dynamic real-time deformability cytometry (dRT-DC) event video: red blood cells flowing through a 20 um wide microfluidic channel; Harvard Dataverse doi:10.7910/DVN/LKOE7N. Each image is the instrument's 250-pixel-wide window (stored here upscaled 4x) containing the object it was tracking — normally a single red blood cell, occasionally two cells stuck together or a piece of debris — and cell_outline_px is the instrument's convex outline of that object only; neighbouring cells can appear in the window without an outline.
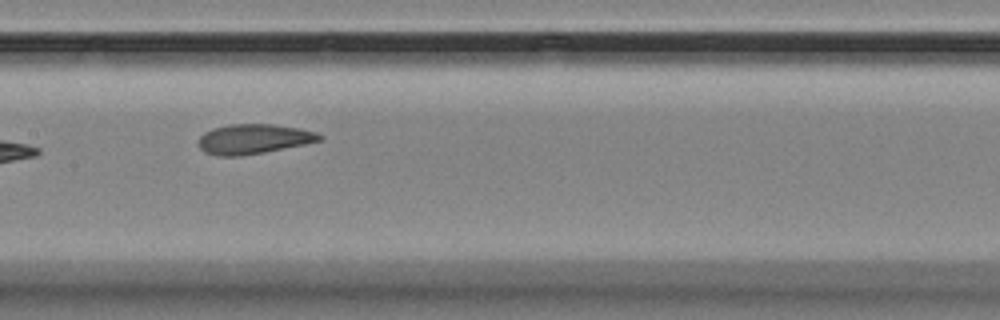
{"species": "Egyptian fruit bat (a non-hibernating species)", "species_latin": "Rousettus aegyptiacus", "temperature_condition": "room temperature", "stored_images_in_passage": 10, "camera_frame_rate_fps": 3000, "um_per_image_px": 0.085, "animal": {"sex": "female"}, "frame": {"image": 1, "passage_image": 9, "time_ms": 9.333, "image_size_px": [1000, 320], "cell_outline_px": [[324, 136], [320, 140], [304, 144], [264, 152], [240, 156], [216, 156], [204, 152], [200, 148], [200, 136], [204, 132], [212, 128], [228, 124], [272, 124], [300, 128], [316, 132]], "centroid_in_image_um": [21.54, 11.81], "position_along_channel_um": 185.9, "area_um2": 20.98}}
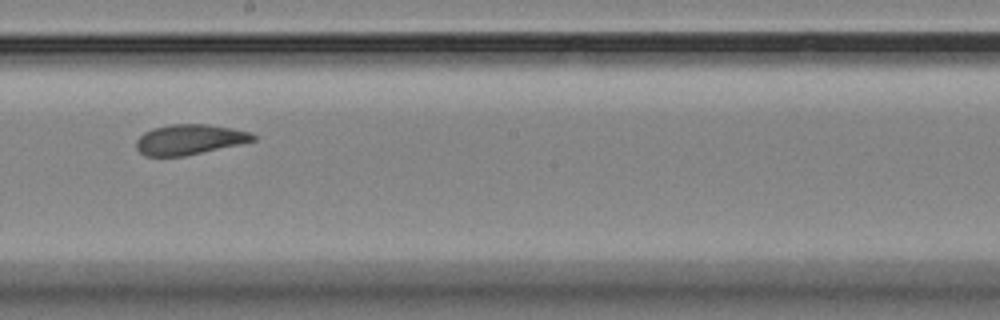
{"frame": {"image": 2, "passage_image": 10, "time_ms": 10.667, "image_size_px": [1000, 320], "cell_outline_px": [[256, 140], [240, 144], [184, 156], [144, 156], [136, 148], [136, 140], [144, 132], [152, 128], [172, 124], [208, 124], [232, 128], [252, 132], [256, 136]], "centroid_in_image_um": [16.11, 11.85], "position_along_channel_um": 232.1, "area_um2": 20.63}}